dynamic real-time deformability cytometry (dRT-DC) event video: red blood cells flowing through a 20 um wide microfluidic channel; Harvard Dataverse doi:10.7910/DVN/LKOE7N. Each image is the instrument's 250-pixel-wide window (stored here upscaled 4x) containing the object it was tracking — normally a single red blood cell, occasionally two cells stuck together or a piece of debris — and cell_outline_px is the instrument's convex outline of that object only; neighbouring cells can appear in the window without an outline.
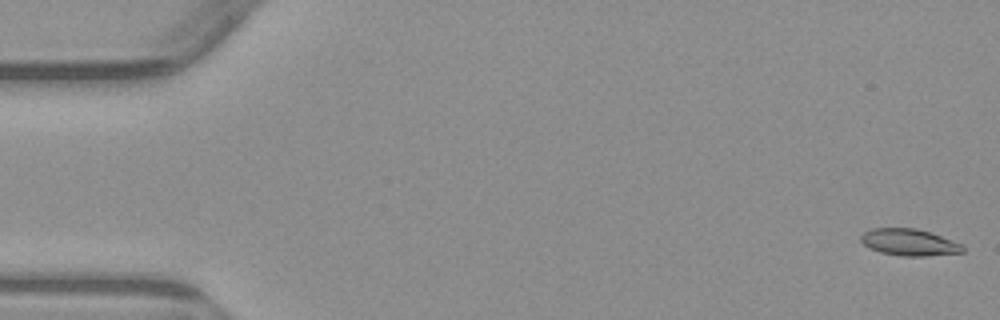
{"species": "common noctule bat (a hibernating species)", "species_latin": "Nyctalus noctula", "temperature_condition": "warm", "stored_images_in_passage": 5, "camera_frame_rate_fps": 3000, "um_per_image_px": 0.085, "animal": {"sex": "male", "body_mass_g": 23.1, "forearm_length_mm": 52.7}, "frame": {"image": 1, "passage_image": 1, "time_ms": 0.0, "image_size_px": [1000, 320], "cell_outline_px": [[964, 252], [924, 256], [900, 256], [880, 252], [868, 248], [860, 240], [860, 236], [864, 232], [872, 228], [916, 228], [964, 244]], "centroid_in_image_um": [77.27, 20.6], "position_along_channel_um": 7.7, "area_um2": 15.9}}